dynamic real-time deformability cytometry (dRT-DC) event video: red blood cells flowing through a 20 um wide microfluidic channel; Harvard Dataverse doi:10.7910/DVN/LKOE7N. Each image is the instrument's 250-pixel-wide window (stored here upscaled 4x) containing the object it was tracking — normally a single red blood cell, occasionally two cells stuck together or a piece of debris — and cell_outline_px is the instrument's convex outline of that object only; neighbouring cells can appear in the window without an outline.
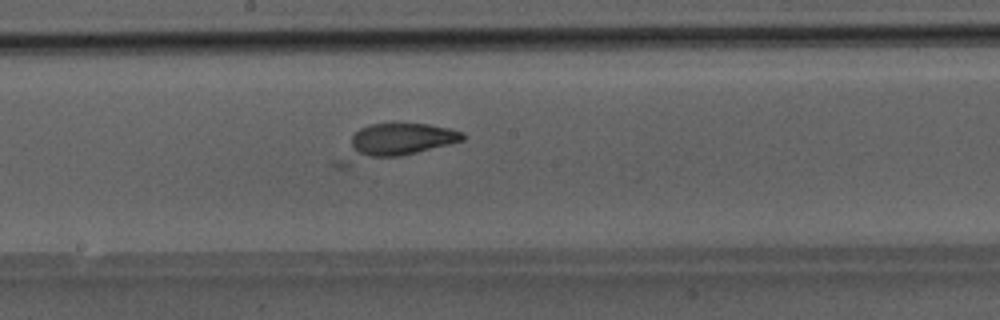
{"species": "Egyptian fruit bat (a non-hibernating species)", "species_latin": "Rousettus aegyptiacus", "temperature_condition": "room temperature", "stored_images_in_passage": 38, "camera_frame_rate_fps": 3000, "um_per_image_px": 0.085, "animal": {"sex": "male"}, "frame": {"image": 1, "passage_image": 16, "time_ms": 5.0, "image_size_px": [1000, 320], "cell_outline_px": [[464, 140], [416, 152], [348, 168], [336, 168], [332, 164], [352, 136], [360, 128], [372, 124], [392, 120], [428, 124], [452, 128], [464, 132]], "centroid_in_image_um": [33.44, 12.05], "position_along_channel_um": 214.8, "area_um2": 25.89}}
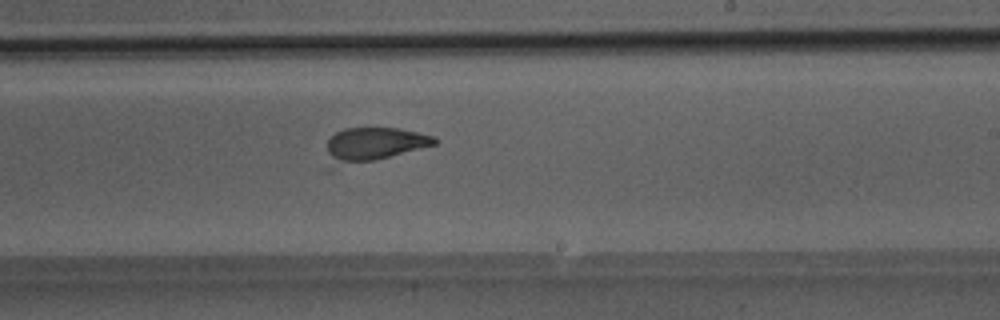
{"frame": {"image": 2, "passage_image": 19, "time_ms": 6.0, "image_size_px": [1000, 320], "cell_outline_px": [[440, 140], [436, 144], [372, 160], [340, 164], [328, 152], [328, 140], [336, 132], [344, 128], [400, 128], [436, 136]], "centroid_in_image_um": [31.9, 12.18], "position_along_channel_um": 257.1, "area_um2": 20.06}}